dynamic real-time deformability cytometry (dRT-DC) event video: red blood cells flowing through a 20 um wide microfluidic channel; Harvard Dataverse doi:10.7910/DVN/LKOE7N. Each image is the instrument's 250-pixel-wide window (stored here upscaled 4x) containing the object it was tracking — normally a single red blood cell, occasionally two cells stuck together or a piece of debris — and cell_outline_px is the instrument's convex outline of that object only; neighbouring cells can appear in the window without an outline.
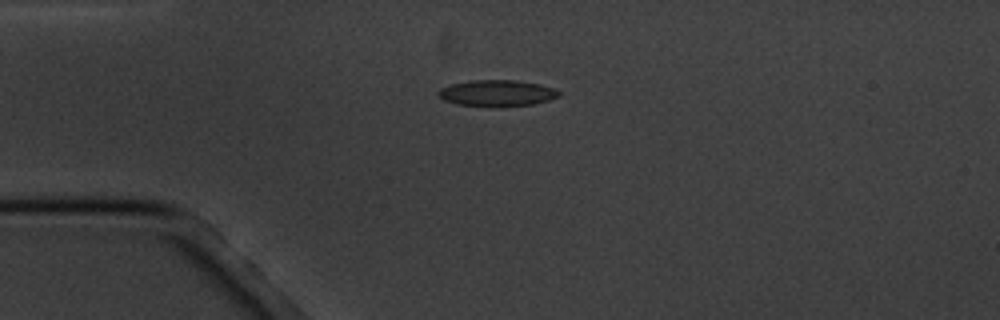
{"species": "common noctule bat (a hibernating species)", "species_latin": "Nyctalus noctula", "temperature_condition": "cold", "stored_images_in_passage": 2, "camera_frame_rate_fps": 3000, "um_per_image_px": 0.085, "animal": {"sex": "male", "body_mass_g": 20.1, "forearm_length_mm": 53.5}, "frame": {"image": 1, "passage_image": 1, "time_ms": 0.0, "image_size_px": [1000, 320], "cell_outline_px": [[560, 96], [548, 100], [532, 104], [456, 104], [444, 100], [436, 92], [440, 88], [452, 84], [472, 80], [516, 80], [540, 84], [552, 88], [560, 92]], "centroid_in_image_um": [42.24, 7.87], "position_along_channel_um": 42.8, "area_um2": 17.57}}